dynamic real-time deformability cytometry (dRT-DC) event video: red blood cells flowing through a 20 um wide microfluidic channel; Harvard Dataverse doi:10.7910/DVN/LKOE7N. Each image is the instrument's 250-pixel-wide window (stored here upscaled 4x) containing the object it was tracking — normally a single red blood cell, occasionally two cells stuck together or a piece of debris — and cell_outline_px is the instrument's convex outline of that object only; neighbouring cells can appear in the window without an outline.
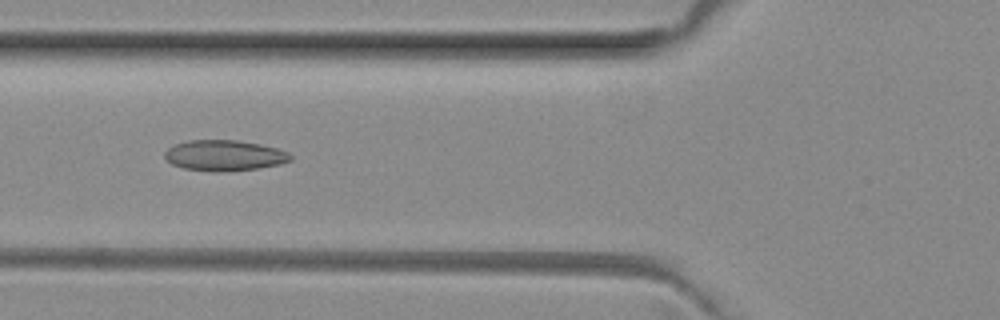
{"species": "common noctule bat (a hibernating species)", "species_latin": "Nyctalus noctula", "temperature_condition": "room temperature", "stored_images_in_passage": 43, "camera_frame_rate_fps": 3000, "um_per_image_px": 0.085, "animal": {"sex": "female", "body_mass_g": 29.2, "forearm_length_mm": 56.3}, "frame": {"image": 1, "passage_image": 11, "time_ms": 3.333, "image_size_px": [1000, 320], "cell_outline_px": [[292, 160], [280, 164], [260, 168], [224, 172], [212, 172], [184, 168], [172, 164], [164, 156], [164, 152], [168, 148], [176, 144], [188, 140], [236, 140], [260, 144], [276, 148], [288, 152], [292, 156]], "centroid_in_image_um": [19.08, 13.22], "position_along_channel_um": 106.7, "area_um2": 22.6}}
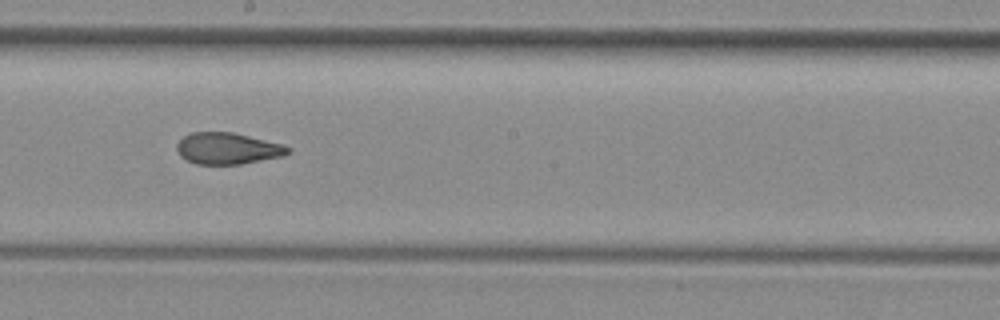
{"frame": {"image": 2, "passage_image": 20, "time_ms": 6.333, "image_size_px": [1000, 320], "cell_outline_px": [[292, 152], [284, 156], [240, 164], [196, 164], [180, 156], [176, 148], [176, 144], [184, 136], [192, 132], [232, 132], [284, 144], [292, 148]], "centroid_in_image_um": [19.39, 12.62], "position_along_channel_um": 228.8, "area_um2": 20.52}}
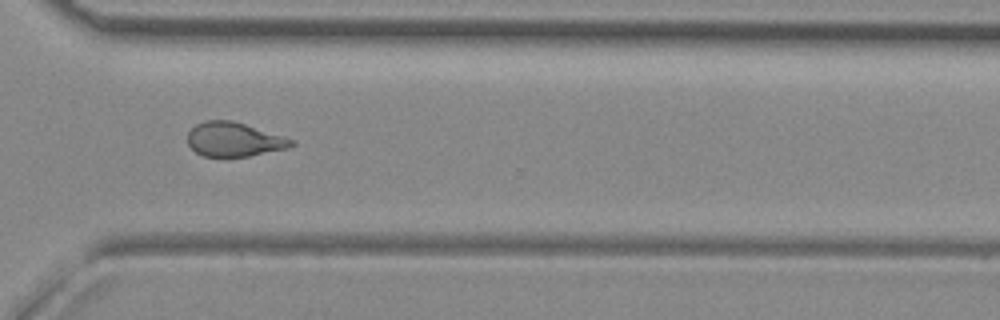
{"frame": {"image": 3, "passage_image": 29, "time_ms": 9.333, "image_size_px": [1000, 320], "cell_outline_px": [[296, 144], [288, 148], [248, 156], [204, 156], [196, 152], [188, 144], [188, 132], [196, 124], [204, 120], [232, 120], [296, 140]], "centroid_in_image_um": [19.9, 11.84], "position_along_channel_um": 350.7, "area_um2": 20.58}, "authors_computed_cell_mechanics": {"area_um2": 21.6172, "velocity_mm_per_s": 4.0657, "shape_relaxation_time_tau1_ms": null, "shape_relaxation_time_tau2_ms": 1.9191, "deformation_change_tau1": null, "deformation_change_tau2": 0.0875}}